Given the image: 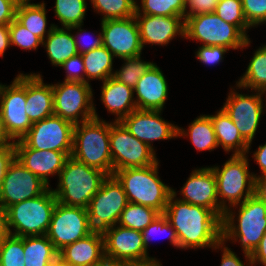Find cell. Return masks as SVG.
Segmentation results:
<instances>
[{"instance_id":"cell-1","label":"cell","mask_w":266,"mask_h":266,"mask_svg":"<svg viewBox=\"0 0 266 266\" xmlns=\"http://www.w3.org/2000/svg\"><path fill=\"white\" fill-rule=\"evenodd\" d=\"M176 197L172 189L164 215L176 231L179 249H213L222 241V220L211 209Z\"/></svg>"},{"instance_id":"cell-2","label":"cell","mask_w":266,"mask_h":266,"mask_svg":"<svg viewBox=\"0 0 266 266\" xmlns=\"http://www.w3.org/2000/svg\"><path fill=\"white\" fill-rule=\"evenodd\" d=\"M232 207V210L224 212L222 218V241L239 242L243 254L250 255L266 231V203L253 195ZM235 207L238 208L237 213Z\"/></svg>"},{"instance_id":"cell-3","label":"cell","mask_w":266,"mask_h":266,"mask_svg":"<svg viewBox=\"0 0 266 266\" xmlns=\"http://www.w3.org/2000/svg\"><path fill=\"white\" fill-rule=\"evenodd\" d=\"M159 161L153 165L125 168L113 172L122 185L129 203L151 207L164 214L172 187L159 178Z\"/></svg>"},{"instance_id":"cell-4","label":"cell","mask_w":266,"mask_h":266,"mask_svg":"<svg viewBox=\"0 0 266 266\" xmlns=\"http://www.w3.org/2000/svg\"><path fill=\"white\" fill-rule=\"evenodd\" d=\"M107 177L102 170L87 166L69 156L59 173L57 188H52V191L57 202L87 209L90 200Z\"/></svg>"},{"instance_id":"cell-5","label":"cell","mask_w":266,"mask_h":266,"mask_svg":"<svg viewBox=\"0 0 266 266\" xmlns=\"http://www.w3.org/2000/svg\"><path fill=\"white\" fill-rule=\"evenodd\" d=\"M110 123L95 119L74 125L71 156L86 164L113 175V161L110 153Z\"/></svg>"},{"instance_id":"cell-6","label":"cell","mask_w":266,"mask_h":266,"mask_svg":"<svg viewBox=\"0 0 266 266\" xmlns=\"http://www.w3.org/2000/svg\"><path fill=\"white\" fill-rule=\"evenodd\" d=\"M248 155H231L220 166H211L217 181L219 218L232 206L241 204L255 193L254 173H250ZM228 203V204H227Z\"/></svg>"},{"instance_id":"cell-7","label":"cell","mask_w":266,"mask_h":266,"mask_svg":"<svg viewBox=\"0 0 266 266\" xmlns=\"http://www.w3.org/2000/svg\"><path fill=\"white\" fill-rule=\"evenodd\" d=\"M56 204L50 187L37 197L11 205L7 209L9 233L19 237L46 235Z\"/></svg>"},{"instance_id":"cell-8","label":"cell","mask_w":266,"mask_h":266,"mask_svg":"<svg viewBox=\"0 0 266 266\" xmlns=\"http://www.w3.org/2000/svg\"><path fill=\"white\" fill-rule=\"evenodd\" d=\"M184 38L205 46H223L228 49H246L251 40L235 25L223 21L215 12L186 17Z\"/></svg>"},{"instance_id":"cell-9","label":"cell","mask_w":266,"mask_h":266,"mask_svg":"<svg viewBox=\"0 0 266 266\" xmlns=\"http://www.w3.org/2000/svg\"><path fill=\"white\" fill-rule=\"evenodd\" d=\"M54 115L71 123L79 124L100 119L93 103V90L89 83L63 81L52 84Z\"/></svg>"},{"instance_id":"cell-10","label":"cell","mask_w":266,"mask_h":266,"mask_svg":"<svg viewBox=\"0 0 266 266\" xmlns=\"http://www.w3.org/2000/svg\"><path fill=\"white\" fill-rule=\"evenodd\" d=\"M74 124L58 116H50L32 124L29 131L14 147H30L37 150L65 152L71 156Z\"/></svg>"},{"instance_id":"cell-11","label":"cell","mask_w":266,"mask_h":266,"mask_svg":"<svg viewBox=\"0 0 266 266\" xmlns=\"http://www.w3.org/2000/svg\"><path fill=\"white\" fill-rule=\"evenodd\" d=\"M26 74L16 75L12 84L0 83V110L7 136L20 140L32 127L26 113Z\"/></svg>"},{"instance_id":"cell-12","label":"cell","mask_w":266,"mask_h":266,"mask_svg":"<svg viewBox=\"0 0 266 266\" xmlns=\"http://www.w3.org/2000/svg\"><path fill=\"white\" fill-rule=\"evenodd\" d=\"M109 143L113 172L125 168L146 167L159 161L155 150L134 137L121 122H110Z\"/></svg>"},{"instance_id":"cell-13","label":"cell","mask_w":266,"mask_h":266,"mask_svg":"<svg viewBox=\"0 0 266 266\" xmlns=\"http://www.w3.org/2000/svg\"><path fill=\"white\" fill-rule=\"evenodd\" d=\"M128 203L122 185L113 175L108 176L90 200L87 208L92 230L103 232L116 225Z\"/></svg>"},{"instance_id":"cell-14","label":"cell","mask_w":266,"mask_h":266,"mask_svg":"<svg viewBox=\"0 0 266 266\" xmlns=\"http://www.w3.org/2000/svg\"><path fill=\"white\" fill-rule=\"evenodd\" d=\"M102 234L104 238L105 259L128 261L140 266L159 262L158 259L149 257L141 231L116 224L104 230Z\"/></svg>"},{"instance_id":"cell-15","label":"cell","mask_w":266,"mask_h":266,"mask_svg":"<svg viewBox=\"0 0 266 266\" xmlns=\"http://www.w3.org/2000/svg\"><path fill=\"white\" fill-rule=\"evenodd\" d=\"M253 92L250 95L240 94L231 87L228 98L222 107L238 128L243 139L249 144L247 154L250 152L252 141L265 110L263 102L266 101L263 99V95L266 96V93L255 90Z\"/></svg>"},{"instance_id":"cell-16","label":"cell","mask_w":266,"mask_h":266,"mask_svg":"<svg viewBox=\"0 0 266 266\" xmlns=\"http://www.w3.org/2000/svg\"><path fill=\"white\" fill-rule=\"evenodd\" d=\"M92 232L86 208L57 202L46 235L58 252Z\"/></svg>"},{"instance_id":"cell-17","label":"cell","mask_w":266,"mask_h":266,"mask_svg":"<svg viewBox=\"0 0 266 266\" xmlns=\"http://www.w3.org/2000/svg\"><path fill=\"white\" fill-rule=\"evenodd\" d=\"M49 188L14 158L0 185V204L7 210L11 205L45 193Z\"/></svg>"},{"instance_id":"cell-18","label":"cell","mask_w":266,"mask_h":266,"mask_svg":"<svg viewBox=\"0 0 266 266\" xmlns=\"http://www.w3.org/2000/svg\"><path fill=\"white\" fill-rule=\"evenodd\" d=\"M103 46L116 58H132L142 54L143 46L135 16L101 21Z\"/></svg>"},{"instance_id":"cell-19","label":"cell","mask_w":266,"mask_h":266,"mask_svg":"<svg viewBox=\"0 0 266 266\" xmlns=\"http://www.w3.org/2000/svg\"><path fill=\"white\" fill-rule=\"evenodd\" d=\"M156 110L136 109L120 122L138 140L154 150L153 141L177 138L178 126L164 120Z\"/></svg>"},{"instance_id":"cell-20","label":"cell","mask_w":266,"mask_h":266,"mask_svg":"<svg viewBox=\"0 0 266 266\" xmlns=\"http://www.w3.org/2000/svg\"><path fill=\"white\" fill-rule=\"evenodd\" d=\"M180 190L183 196L178 199L211 209L219 217L217 181L211 167L194 169Z\"/></svg>"},{"instance_id":"cell-21","label":"cell","mask_w":266,"mask_h":266,"mask_svg":"<svg viewBox=\"0 0 266 266\" xmlns=\"http://www.w3.org/2000/svg\"><path fill=\"white\" fill-rule=\"evenodd\" d=\"M143 49L146 44L167 46L173 38H184L185 20L181 16L134 15Z\"/></svg>"},{"instance_id":"cell-22","label":"cell","mask_w":266,"mask_h":266,"mask_svg":"<svg viewBox=\"0 0 266 266\" xmlns=\"http://www.w3.org/2000/svg\"><path fill=\"white\" fill-rule=\"evenodd\" d=\"M15 158L31 173L40 178L48 186L49 176H59L69 157L65 152L53 150H37L30 147H14Z\"/></svg>"},{"instance_id":"cell-23","label":"cell","mask_w":266,"mask_h":266,"mask_svg":"<svg viewBox=\"0 0 266 266\" xmlns=\"http://www.w3.org/2000/svg\"><path fill=\"white\" fill-rule=\"evenodd\" d=\"M168 90L167 80L155 63L133 88L137 109L163 111Z\"/></svg>"},{"instance_id":"cell-24","label":"cell","mask_w":266,"mask_h":266,"mask_svg":"<svg viewBox=\"0 0 266 266\" xmlns=\"http://www.w3.org/2000/svg\"><path fill=\"white\" fill-rule=\"evenodd\" d=\"M39 73L26 74V113L31 123L54 115L52 84H45Z\"/></svg>"},{"instance_id":"cell-25","label":"cell","mask_w":266,"mask_h":266,"mask_svg":"<svg viewBox=\"0 0 266 266\" xmlns=\"http://www.w3.org/2000/svg\"><path fill=\"white\" fill-rule=\"evenodd\" d=\"M58 255L73 266H98L105 260L103 234L93 231L88 236L66 245Z\"/></svg>"},{"instance_id":"cell-26","label":"cell","mask_w":266,"mask_h":266,"mask_svg":"<svg viewBox=\"0 0 266 266\" xmlns=\"http://www.w3.org/2000/svg\"><path fill=\"white\" fill-rule=\"evenodd\" d=\"M102 83L100 100L109 113L116 115L114 121L120 122L137 109L132 87L113 77H109Z\"/></svg>"},{"instance_id":"cell-27","label":"cell","mask_w":266,"mask_h":266,"mask_svg":"<svg viewBox=\"0 0 266 266\" xmlns=\"http://www.w3.org/2000/svg\"><path fill=\"white\" fill-rule=\"evenodd\" d=\"M219 146L232 155H246L249 144L243 139L234 122L221 108L214 115H209Z\"/></svg>"},{"instance_id":"cell-28","label":"cell","mask_w":266,"mask_h":266,"mask_svg":"<svg viewBox=\"0 0 266 266\" xmlns=\"http://www.w3.org/2000/svg\"><path fill=\"white\" fill-rule=\"evenodd\" d=\"M72 30L55 25L49 35L43 40L47 56L53 66L60 67L70 57L78 55Z\"/></svg>"},{"instance_id":"cell-29","label":"cell","mask_w":266,"mask_h":266,"mask_svg":"<svg viewBox=\"0 0 266 266\" xmlns=\"http://www.w3.org/2000/svg\"><path fill=\"white\" fill-rule=\"evenodd\" d=\"M18 2L16 8V19L32 34L39 37L42 41L49 35L55 23L50 24L47 29V10L46 4Z\"/></svg>"},{"instance_id":"cell-30","label":"cell","mask_w":266,"mask_h":266,"mask_svg":"<svg viewBox=\"0 0 266 266\" xmlns=\"http://www.w3.org/2000/svg\"><path fill=\"white\" fill-rule=\"evenodd\" d=\"M177 137H189L197 151L211 152L219 147L211 118L205 114L194 119L186 130L178 127Z\"/></svg>"},{"instance_id":"cell-31","label":"cell","mask_w":266,"mask_h":266,"mask_svg":"<svg viewBox=\"0 0 266 266\" xmlns=\"http://www.w3.org/2000/svg\"><path fill=\"white\" fill-rule=\"evenodd\" d=\"M81 56L85 67V83L98 79L103 82L113 76V60L115 57L103 45L83 53Z\"/></svg>"},{"instance_id":"cell-32","label":"cell","mask_w":266,"mask_h":266,"mask_svg":"<svg viewBox=\"0 0 266 266\" xmlns=\"http://www.w3.org/2000/svg\"><path fill=\"white\" fill-rule=\"evenodd\" d=\"M262 46V47H261ZM255 50L248 67L238 81L235 89H250L266 93V44Z\"/></svg>"},{"instance_id":"cell-33","label":"cell","mask_w":266,"mask_h":266,"mask_svg":"<svg viewBox=\"0 0 266 266\" xmlns=\"http://www.w3.org/2000/svg\"><path fill=\"white\" fill-rule=\"evenodd\" d=\"M58 251L47 235L24 236L25 266H50Z\"/></svg>"},{"instance_id":"cell-34","label":"cell","mask_w":266,"mask_h":266,"mask_svg":"<svg viewBox=\"0 0 266 266\" xmlns=\"http://www.w3.org/2000/svg\"><path fill=\"white\" fill-rule=\"evenodd\" d=\"M159 214L158 211L151 207L136 203H128L122 211L117 224L142 232L159 216Z\"/></svg>"},{"instance_id":"cell-35","label":"cell","mask_w":266,"mask_h":266,"mask_svg":"<svg viewBox=\"0 0 266 266\" xmlns=\"http://www.w3.org/2000/svg\"><path fill=\"white\" fill-rule=\"evenodd\" d=\"M101 21L126 19L135 15L136 0H90Z\"/></svg>"},{"instance_id":"cell-36","label":"cell","mask_w":266,"mask_h":266,"mask_svg":"<svg viewBox=\"0 0 266 266\" xmlns=\"http://www.w3.org/2000/svg\"><path fill=\"white\" fill-rule=\"evenodd\" d=\"M87 9L86 0H56L54 12L62 27L83 25Z\"/></svg>"},{"instance_id":"cell-37","label":"cell","mask_w":266,"mask_h":266,"mask_svg":"<svg viewBox=\"0 0 266 266\" xmlns=\"http://www.w3.org/2000/svg\"><path fill=\"white\" fill-rule=\"evenodd\" d=\"M137 2L135 14L185 18V0H141V6Z\"/></svg>"},{"instance_id":"cell-38","label":"cell","mask_w":266,"mask_h":266,"mask_svg":"<svg viewBox=\"0 0 266 266\" xmlns=\"http://www.w3.org/2000/svg\"><path fill=\"white\" fill-rule=\"evenodd\" d=\"M124 64L115 70L113 78L125 85L134 88L139 79L155 64L142 60L141 55L132 58H123Z\"/></svg>"},{"instance_id":"cell-39","label":"cell","mask_w":266,"mask_h":266,"mask_svg":"<svg viewBox=\"0 0 266 266\" xmlns=\"http://www.w3.org/2000/svg\"><path fill=\"white\" fill-rule=\"evenodd\" d=\"M215 13L225 22L235 25L247 38L248 29L252 27L248 24L243 8L242 0H220Z\"/></svg>"},{"instance_id":"cell-40","label":"cell","mask_w":266,"mask_h":266,"mask_svg":"<svg viewBox=\"0 0 266 266\" xmlns=\"http://www.w3.org/2000/svg\"><path fill=\"white\" fill-rule=\"evenodd\" d=\"M24 237L9 234L0 243V266H25Z\"/></svg>"},{"instance_id":"cell-41","label":"cell","mask_w":266,"mask_h":266,"mask_svg":"<svg viewBox=\"0 0 266 266\" xmlns=\"http://www.w3.org/2000/svg\"><path fill=\"white\" fill-rule=\"evenodd\" d=\"M162 234H165L167 236L171 245L176 248H179V240L175 229L171 226L170 222L168 221V218L164 214H159V216L141 232L142 239L147 252L150 243L149 241L151 239H154L155 235Z\"/></svg>"},{"instance_id":"cell-42","label":"cell","mask_w":266,"mask_h":266,"mask_svg":"<svg viewBox=\"0 0 266 266\" xmlns=\"http://www.w3.org/2000/svg\"><path fill=\"white\" fill-rule=\"evenodd\" d=\"M8 27L11 47L18 46L28 51L37 50L39 45L42 47L43 41L28 31L16 18Z\"/></svg>"},{"instance_id":"cell-43","label":"cell","mask_w":266,"mask_h":266,"mask_svg":"<svg viewBox=\"0 0 266 266\" xmlns=\"http://www.w3.org/2000/svg\"><path fill=\"white\" fill-rule=\"evenodd\" d=\"M242 8L251 27L266 23V0H242Z\"/></svg>"},{"instance_id":"cell-44","label":"cell","mask_w":266,"mask_h":266,"mask_svg":"<svg viewBox=\"0 0 266 266\" xmlns=\"http://www.w3.org/2000/svg\"><path fill=\"white\" fill-rule=\"evenodd\" d=\"M229 51L228 48L223 46H205L200 45L199 49L195 52L197 60L204 65H216L224 60V55Z\"/></svg>"},{"instance_id":"cell-45","label":"cell","mask_w":266,"mask_h":266,"mask_svg":"<svg viewBox=\"0 0 266 266\" xmlns=\"http://www.w3.org/2000/svg\"><path fill=\"white\" fill-rule=\"evenodd\" d=\"M69 28L71 30H76L77 29V32L75 34L73 33L72 36L74 38L78 54H83V53L89 52V51L94 50L96 48H99V47H101L103 45L102 32H99L96 35L97 37H95V39L92 42H87V43L81 44L82 40L84 41L87 38L90 39V40L92 39L90 37L89 32L87 33L86 30L82 29V24L81 25H76V26H71ZM82 34H85V35H82ZM86 34H87L88 37L86 36ZM85 37H87V38L85 39Z\"/></svg>"},{"instance_id":"cell-46","label":"cell","mask_w":266,"mask_h":266,"mask_svg":"<svg viewBox=\"0 0 266 266\" xmlns=\"http://www.w3.org/2000/svg\"><path fill=\"white\" fill-rule=\"evenodd\" d=\"M60 67L66 71L64 81L85 82V67L81 54L70 57Z\"/></svg>"},{"instance_id":"cell-47","label":"cell","mask_w":266,"mask_h":266,"mask_svg":"<svg viewBox=\"0 0 266 266\" xmlns=\"http://www.w3.org/2000/svg\"><path fill=\"white\" fill-rule=\"evenodd\" d=\"M219 1L220 0H185V18L197 14L214 13Z\"/></svg>"},{"instance_id":"cell-48","label":"cell","mask_w":266,"mask_h":266,"mask_svg":"<svg viewBox=\"0 0 266 266\" xmlns=\"http://www.w3.org/2000/svg\"><path fill=\"white\" fill-rule=\"evenodd\" d=\"M225 245L226 244L223 241H221L213 248L214 250L222 249L220 266H252V262H251L249 254H244L245 261H247L246 263H244L243 261L240 260L237 254L233 252L231 248L228 247V245L227 246Z\"/></svg>"},{"instance_id":"cell-49","label":"cell","mask_w":266,"mask_h":266,"mask_svg":"<svg viewBox=\"0 0 266 266\" xmlns=\"http://www.w3.org/2000/svg\"><path fill=\"white\" fill-rule=\"evenodd\" d=\"M15 158V149L13 143L0 144V185L6 174L9 164Z\"/></svg>"},{"instance_id":"cell-50","label":"cell","mask_w":266,"mask_h":266,"mask_svg":"<svg viewBox=\"0 0 266 266\" xmlns=\"http://www.w3.org/2000/svg\"><path fill=\"white\" fill-rule=\"evenodd\" d=\"M16 0H0V25L9 26L16 17Z\"/></svg>"},{"instance_id":"cell-51","label":"cell","mask_w":266,"mask_h":266,"mask_svg":"<svg viewBox=\"0 0 266 266\" xmlns=\"http://www.w3.org/2000/svg\"><path fill=\"white\" fill-rule=\"evenodd\" d=\"M250 259L252 262V266H256V264L266 266V231L262 239L260 240L259 245L250 254Z\"/></svg>"},{"instance_id":"cell-52","label":"cell","mask_w":266,"mask_h":266,"mask_svg":"<svg viewBox=\"0 0 266 266\" xmlns=\"http://www.w3.org/2000/svg\"><path fill=\"white\" fill-rule=\"evenodd\" d=\"M252 158H254V161L259 165V169L261 170L260 175H257V173L253 174L255 179L266 176V143L259 145L257 150L254 151Z\"/></svg>"},{"instance_id":"cell-53","label":"cell","mask_w":266,"mask_h":266,"mask_svg":"<svg viewBox=\"0 0 266 266\" xmlns=\"http://www.w3.org/2000/svg\"><path fill=\"white\" fill-rule=\"evenodd\" d=\"M11 46L9 27L7 25H0V56L3 57L5 51Z\"/></svg>"},{"instance_id":"cell-54","label":"cell","mask_w":266,"mask_h":266,"mask_svg":"<svg viewBox=\"0 0 266 266\" xmlns=\"http://www.w3.org/2000/svg\"><path fill=\"white\" fill-rule=\"evenodd\" d=\"M7 210L0 204V243L9 235Z\"/></svg>"},{"instance_id":"cell-55","label":"cell","mask_w":266,"mask_h":266,"mask_svg":"<svg viewBox=\"0 0 266 266\" xmlns=\"http://www.w3.org/2000/svg\"><path fill=\"white\" fill-rule=\"evenodd\" d=\"M254 195L266 203V176L256 179Z\"/></svg>"},{"instance_id":"cell-56","label":"cell","mask_w":266,"mask_h":266,"mask_svg":"<svg viewBox=\"0 0 266 266\" xmlns=\"http://www.w3.org/2000/svg\"><path fill=\"white\" fill-rule=\"evenodd\" d=\"M98 266H140L132 262L128 261H112L105 259L100 265Z\"/></svg>"},{"instance_id":"cell-57","label":"cell","mask_w":266,"mask_h":266,"mask_svg":"<svg viewBox=\"0 0 266 266\" xmlns=\"http://www.w3.org/2000/svg\"><path fill=\"white\" fill-rule=\"evenodd\" d=\"M8 143H13V141L7 136L5 132L1 110H0V144H8Z\"/></svg>"},{"instance_id":"cell-58","label":"cell","mask_w":266,"mask_h":266,"mask_svg":"<svg viewBox=\"0 0 266 266\" xmlns=\"http://www.w3.org/2000/svg\"><path fill=\"white\" fill-rule=\"evenodd\" d=\"M50 266H73L71 263L66 262L61 256H57Z\"/></svg>"},{"instance_id":"cell-59","label":"cell","mask_w":266,"mask_h":266,"mask_svg":"<svg viewBox=\"0 0 266 266\" xmlns=\"http://www.w3.org/2000/svg\"><path fill=\"white\" fill-rule=\"evenodd\" d=\"M147 266H162L161 262H157V263H154V264H151V265H147Z\"/></svg>"},{"instance_id":"cell-60","label":"cell","mask_w":266,"mask_h":266,"mask_svg":"<svg viewBox=\"0 0 266 266\" xmlns=\"http://www.w3.org/2000/svg\"><path fill=\"white\" fill-rule=\"evenodd\" d=\"M17 2H30L31 0H16Z\"/></svg>"}]
</instances>
